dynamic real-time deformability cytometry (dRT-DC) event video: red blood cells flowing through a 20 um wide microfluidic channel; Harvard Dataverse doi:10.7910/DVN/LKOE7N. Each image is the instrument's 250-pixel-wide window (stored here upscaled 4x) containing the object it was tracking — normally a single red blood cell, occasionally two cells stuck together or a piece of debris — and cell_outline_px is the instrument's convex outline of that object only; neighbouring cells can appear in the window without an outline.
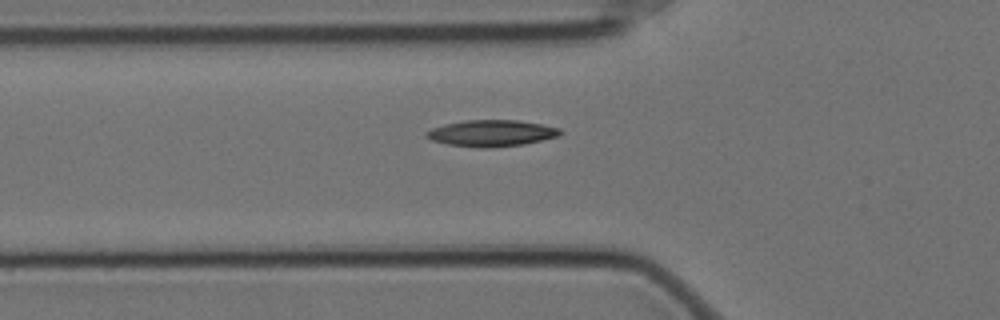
{"species": "Egyptian fruit bat (a non-hibernating species)", "species_latin": "Rousettus aegyptiacus", "temperature_condition": "cold", "stored_images_in_passage": 32, "camera_frame_rate_fps": 3000, "um_per_image_px": 0.085, "animal": {"sex": "female"}, "frame": {"image": 1, "passage_image": 4, "time_ms": 1.0, "image_size_px": [1000, 320], "cell_outline_px": [[564, 132], [560, 136], [524, 144], [488, 148], [480, 148], [448, 144], [432, 140], [424, 136], [424, 132], [432, 128], [444, 124], [468, 120], [520, 120], [560, 128]], "centroid_in_image_um": [41.79, 11.32], "position_along_channel_um": 84.0, "area_um2": 20.69}}
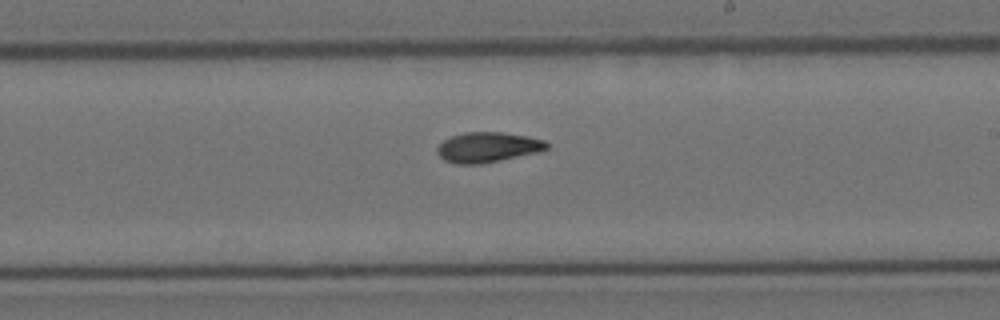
{"frame": {"image": 2, "passage_image": 18, "time_ms": 5.667, "image_size_px": [1000, 320], "cell_outline_px": [[548, 148], [540, 152], [480, 164], [456, 164], [444, 160], [436, 152], [436, 148], [444, 140], [452, 136], [464, 132], [500, 132], [528, 136], [544, 140], [548, 144]], "centroid_in_image_um": [41.46, 12.52], "position_along_channel_um": 247.5, "area_um2": 19.25}}
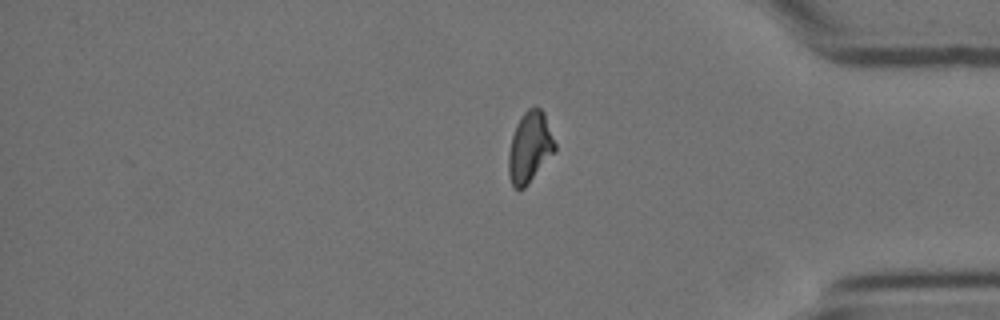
{"frame": {"image": 3, "passage_image": 32, "time_ms": 10.333, "image_size_px": [1000, 320], "cell_outline_px": [[556, 148], [528, 184], [524, 188], [512, 188], [508, 176], [508, 152], [512, 136], [516, 124], [524, 112], [528, 108], [540, 108], [544, 112], [556, 144]], "centroid_in_image_um": [45.0, 12.52], "position_along_channel_um": 390.2, "area_um2": 18.96}, "authors_computed_cell_mechanics": {"area_um2": 18.9873, "velocity_mm_per_s": 3.4862, "shape_relaxation_time_tau1_ms": null, "shape_relaxation_time_tau2_ms": 4.1612, "deformation_change_tau1": null, "deformation_change_tau2": 0.0954}}